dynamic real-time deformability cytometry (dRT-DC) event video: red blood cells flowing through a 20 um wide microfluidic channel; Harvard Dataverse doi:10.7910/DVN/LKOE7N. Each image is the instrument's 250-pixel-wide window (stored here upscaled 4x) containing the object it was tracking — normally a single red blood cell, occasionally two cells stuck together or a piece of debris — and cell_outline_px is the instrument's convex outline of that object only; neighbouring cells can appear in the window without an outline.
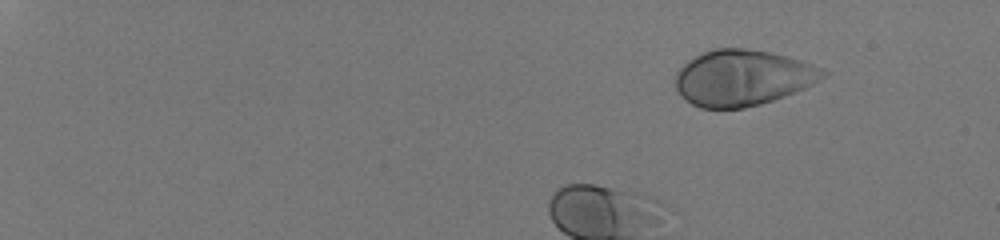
{"species": "human", "species_latin": "Homo sapiens", "temperature_condition": "room temperature", "stored_images_in_passage": 38, "camera_frame_rate_fps": 3000, "um_per_image_px": 0.085, "donor": {"sex": "male"}, "frame": {"image": 1, "passage_image": 1, "time_ms": 0.0, "image_size_px": [1000, 240], "cell_outline_px": [[828, 76], [804, 88], [784, 96], [760, 104], [744, 108], [700, 108], [692, 104], [676, 88], [676, 72], [688, 60], [712, 48], [748, 48], [788, 56], [812, 64], [828, 72]], "centroid_in_image_um": [63.14, 6.6], "position_along_channel_um": 21.9, "area_um2": 47.8}}
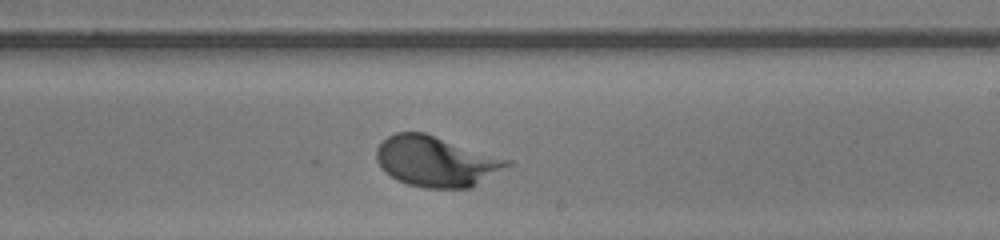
{"frame": {"image": 2, "passage_image": 27, "time_ms": 8.667, "image_size_px": [1000, 240], "cell_outline_px": [[512, 164], [472, 188], [424, 188], [408, 184], [396, 180], [384, 172], [380, 168], [376, 160], [376, 148], [388, 136], [396, 132], [424, 132], [512, 160]], "centroid_in_image_um": [37.06, 13.72], "position_along_channel_um": 251.9, "area_um2": 38.67}}
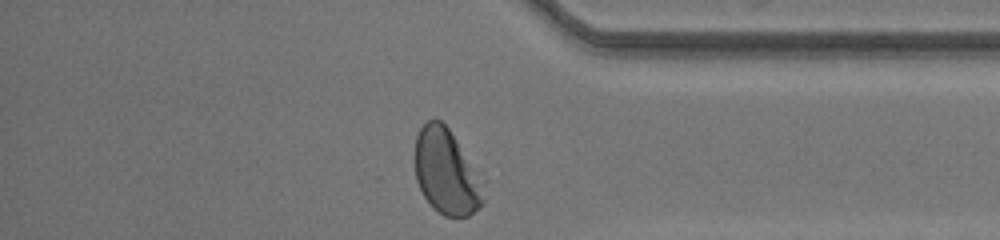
{"frame": {"image": 3, "passage_image": 38, "time_ms": 12.333, "image_size_px": [1000, 240], "cell_outline_px": [[484, 200], [480, 208], [468, 216], [444, 216], [432, 208], [424, 196], [416, 180], [412, 156], [416, 136], [420, 128], [428, 120], [440, 120], [448, 128], [484, 168]], "centroid_in_image_um": [38.02, 14.57], "position_along_channel_um": 397.2, "area_um2": 36.24}}